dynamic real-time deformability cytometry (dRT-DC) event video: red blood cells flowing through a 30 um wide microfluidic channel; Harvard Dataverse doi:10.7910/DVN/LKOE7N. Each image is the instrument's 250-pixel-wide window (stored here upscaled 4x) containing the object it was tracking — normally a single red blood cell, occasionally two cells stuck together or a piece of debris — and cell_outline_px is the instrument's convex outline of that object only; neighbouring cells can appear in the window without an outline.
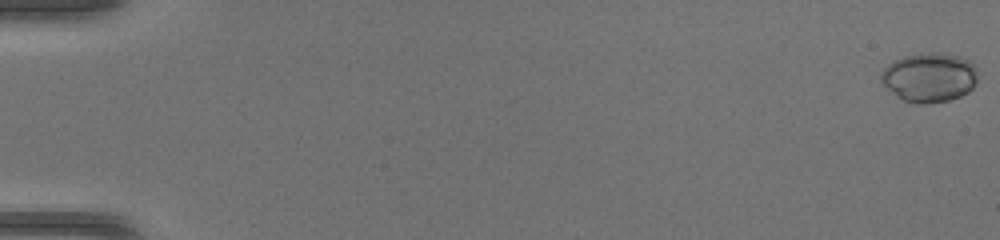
{"species": "common noctule bat (a hibernating species)", "species_latin": "Nyctalus noctula", "temperature_condition": "warm", "stored_images_in_passage": 49, "camera_frame_rate_fps": 3000, "um_per_image_px": 0.085, "animal": {"sex": "female", "body_mass_g": 17.0, "forearm_length_mm": 48.0}, "frame": {"image": 1, "passage_image": 1, "time_ms": 0.0, "image_size_px": [1000, 240], "cell_outline_px": [[976, 80], [972, 88], [968, 92], [960, 96], [948, 100], [924, 104], [916, 104], [904, 100], [896, 96], [880, 80], [880, 72], [892, 60], [904, 56], [928, 52], [940, 52], [960, 56], [968, 60], [976, 68]], "centroid_in_image_um": [78.97, 6.56], "position_along_channel_um": 6.0, "area_um2": 27.86}}
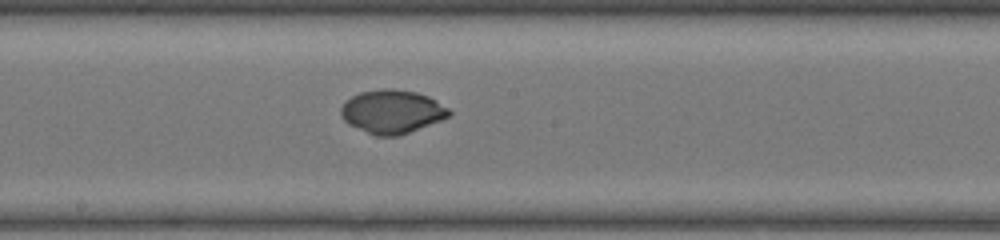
{"frame": {"image": 2, "passage_image": 28, "time_ms": 9.0, "image_size_px": [1000, 240], "cell_outline_px": [[452, 112], [448, 116], [440, 120], [400, 136], [376, 136], [348, 124], [340, 116], [340, 108], [352, 96], [360, 92], [384, 88], [392, 88], [416, 92], [428, 96], [436, 100], [448, 108]], "centroid_in_image_um": [33.31, 9.49], "position_along_channel_um": 214.9, "area_um2": 27.34}}
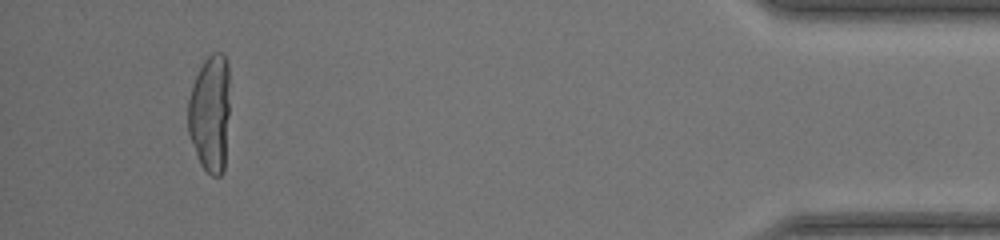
{"frame": {"image": 3, "passage_image": 46, "time_ms": 15.0, "image_size_px": [1000, 240], "cell_outline_px": [[228, 116], [224, 172], [220, 176], [212, 176], [200, 164], [188, 132], [188, 100], [196, 76], [204, 60], [212, 52], [220, 52], [224, 56], [228, 64]], "centroid_in_image_um": [17.85, 9.64], "position_along_channel_um": 417.3, "area_um2": 28.38}}